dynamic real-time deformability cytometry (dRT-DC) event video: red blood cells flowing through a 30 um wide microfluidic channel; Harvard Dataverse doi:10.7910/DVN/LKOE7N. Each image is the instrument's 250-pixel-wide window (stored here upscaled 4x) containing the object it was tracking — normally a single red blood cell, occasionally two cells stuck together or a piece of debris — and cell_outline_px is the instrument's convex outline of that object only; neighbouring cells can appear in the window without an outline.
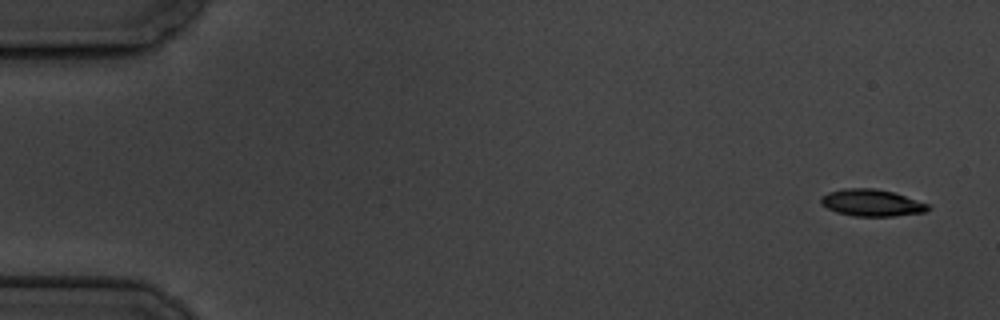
{"species": "common noctule bat (a hibernating species)", "species_latin": "Nyctalus noctula", "temperature_condition": "cold", "stored_images_in_passage": 6, "segment_of_instrument_passage": [1, 2], "camera_frame_rate_fps": 3000, "um_per_image_px": 0.085, "animal": {"sex": "male", "body_mass_g": 19.5, "forearm_length_mm": 54.6}, "frame": {"image": 1, "passage_image": 1, "time_ms": 0.0, "image_size_px": [1000, 320], "cell_outline_px": [[932, 208], [928, 212], [892, 216], [852, 216], [836, 212], [820, 204], [820, 196], [828, 192], [844, 188], [876, 188], [892, 192], [928, 204]], "centroid_in_image_um": [74.07, 17.24], "position_along_channel_um": 10.9, "area_um2": 16.88}}
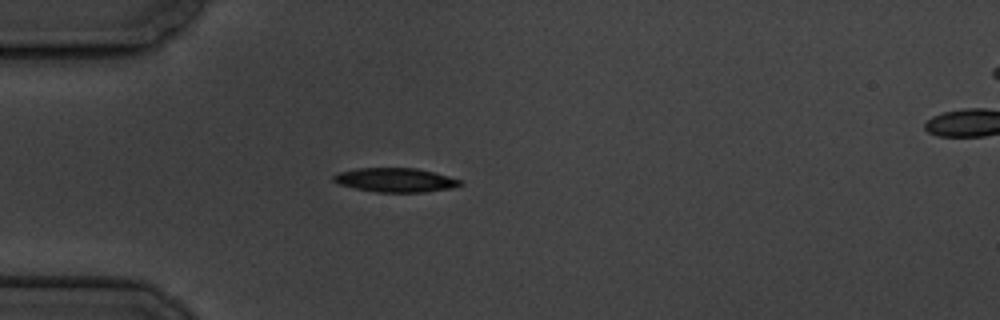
{"frame": {"image": 2, "passage_image": 5, "time_ms": 4.667, "image_size_px": [1000, 320], "cell_outline_px": [[464, 184], [452, 188], [424, 192], [376, 192], [356, 188], [340, 184], [332, 180], [332, 176], [340, 172], [356, 168], [416, 168], [448, 176], [460, 180]], "centroid_in_image_um": [33.61, 15.3], "position_along_channel_um": 51.4, "area_um2": 17.63}}